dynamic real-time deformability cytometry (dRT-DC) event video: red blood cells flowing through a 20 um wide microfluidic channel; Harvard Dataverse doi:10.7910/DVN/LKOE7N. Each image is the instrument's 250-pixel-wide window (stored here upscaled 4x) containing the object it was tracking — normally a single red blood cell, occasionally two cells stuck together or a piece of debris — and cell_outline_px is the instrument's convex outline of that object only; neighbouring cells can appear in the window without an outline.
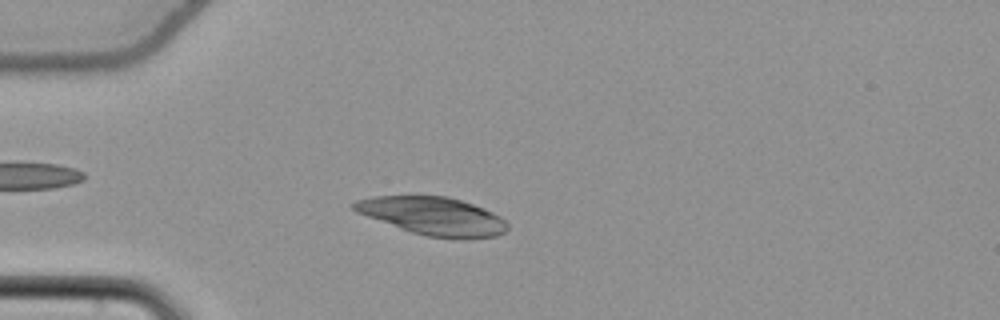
{"species": "common noctule bat (a hibernating species)", "species_latin": "Nyctalus noctula", "temperature_condition": "cold", "stored_images_in_passage": 39, "camera_frame_rate_fps": 3000, "um_per_image_px": 0.085, "animal": {"sex": "female", "body_mass_g": 22.7, "forearm_length_mm": 54.2}, "frame": {"image": 1, "passage_image": 10, "time_ms": 3.0, "image_size_px": [1000, 320], "cell_outline_px": [[508, 228], [504, 232], [496, 236], [464, 240], [456, 240], [428, 236], [412, 232], [400, 228], [356, 212], [348, 204], [356, 200], [372, 196], [448, 196], [484, 208], [500, 216], [508, 224]], "centroid_in_image_um": [36.81, 18.38], "position_along_channel_um": 48.2, "area_um2": 34.22}}